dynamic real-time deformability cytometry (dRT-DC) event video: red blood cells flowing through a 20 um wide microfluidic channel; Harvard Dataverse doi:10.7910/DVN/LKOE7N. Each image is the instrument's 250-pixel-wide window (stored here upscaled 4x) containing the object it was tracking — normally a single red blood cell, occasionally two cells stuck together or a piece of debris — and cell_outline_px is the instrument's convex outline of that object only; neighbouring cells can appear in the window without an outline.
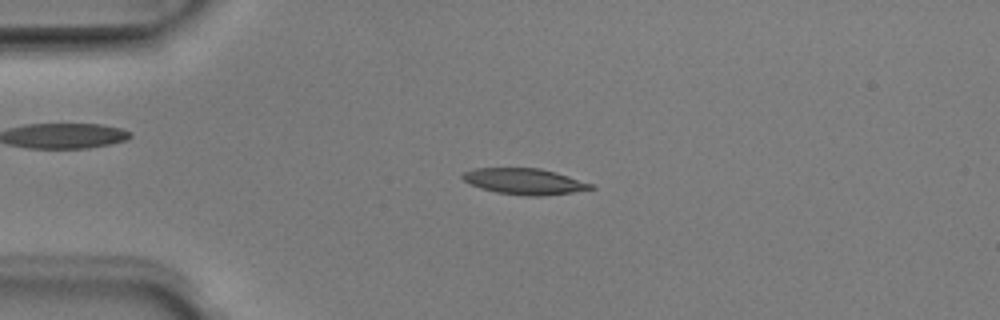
{"species": "Egyptian fruit bat (a non-hibernating species)", "species_latin": "Rousettus aegyptiacus", "temperature_condition": "room temperature", "stored_images_in_passage": 48, "camera_frame_rate_fps": 3000, "um_per_image_px": 0.085, "animal": {"sex": "male"}, "frame": {"image": 1, "passage_image": 9, "time_ms": 2.667, "image_size_px": [1000, 320], "cell_outline_px": [[596, 188], [572, 192], [544, 196], [528, 196], [496, 192], [480, 188], [464, 180], [460, 176], [464, 172], [476, 168], [540, 168], [556, 172], [592, 184]], "centroid_in_image_um": [44.58, 15.42], "position_along_channel_um": 40.4, "area_um2": 19.31}}
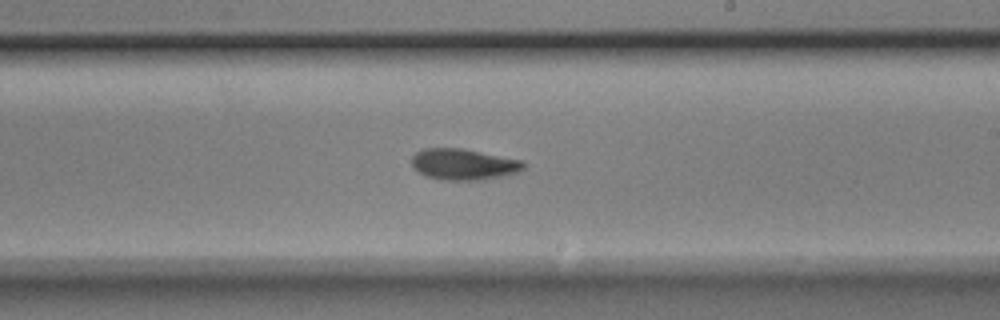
{"frame": {"image": 2, "passage_image": 27, "time_ms": 8.667, "image_size_px": [1000, 320], "cell_outline_px": [[528, 164], [520, 172], [504, 176], [480, 180], [440, 180], [424, 176], [412, 168], [412, 156], [416, 152], [424, 148], [460, 148], [524, 160]], "centroid_in_image_um": [39.42, 13.98], "position_along_channel_um": 249.6, "area_um2": 20.69}}
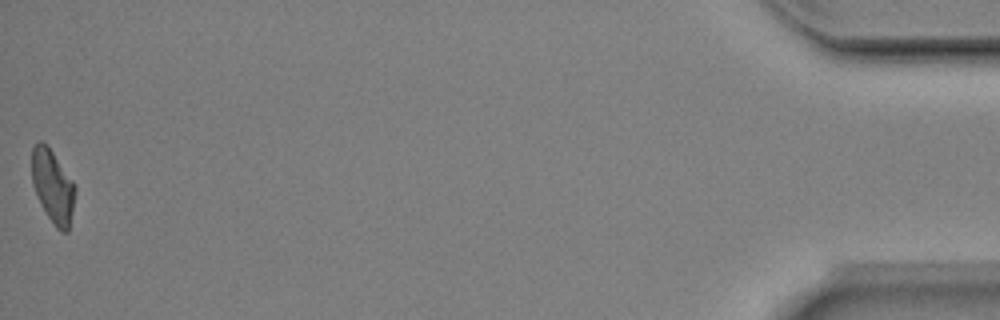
{"frame": {"image": 3, "passage_image": 48, "time_ms": 15.667, "image_size_px": [1000, 320], "cell_outline_px": [[76, 192], [68, 232], [60, 232], [56, 228], [48, 216], [32, 184], [32, 148], [36, 140], [40, 140], [48, 144], [72, 180], [76, 188]], "centroid_in_image_um": [4.49, 15.79], "position_along_channel_um": 430.7, "area_um2": 18.44}, "authors_computed_cell_mechanics": {"area_um2": 19.5364, "velocity_mm_per_s": 3.9601, "shape_relaxation_time_tau1_ms": 3.2253, "shape_relaxation_time_tau2_ms": 5.8173, "deformation_change_tau1": 0.15, "deformation_change_tau2": 0.1249}}